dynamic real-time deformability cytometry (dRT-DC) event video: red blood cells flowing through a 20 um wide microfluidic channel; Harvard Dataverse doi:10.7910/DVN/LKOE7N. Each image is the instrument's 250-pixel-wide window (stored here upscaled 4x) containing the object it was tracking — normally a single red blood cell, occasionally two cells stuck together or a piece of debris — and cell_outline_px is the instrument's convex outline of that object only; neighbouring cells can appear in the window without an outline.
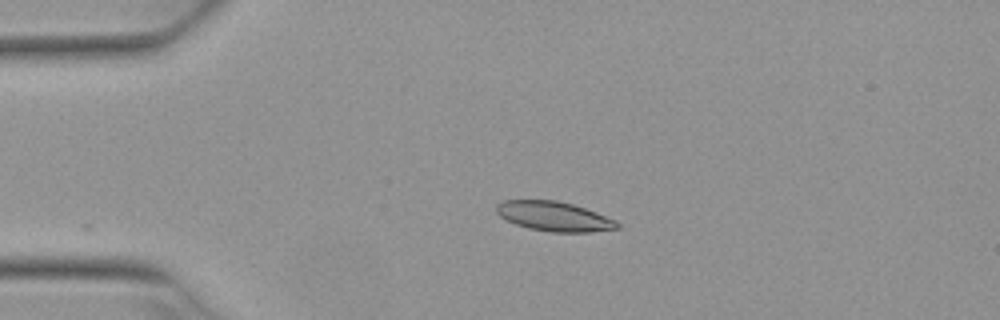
{"species": "Egyptian fruit bat (a non-hibernating species)", "species_latin": "Rousettus aegyptiacus", "temperature_condition": "warm", "stored_images_in_passage": 4, "camera_frame_rate_fps": 3000, "um_per_image_px": 0.085, "animal": {"sex": "female"}, "frame": {"image": 1, "passage_image": 3, "time_ms": 0.667, "image_size_px": [1000, 320], "cell_outline_px": [[620, 228], [592, 232], [552, 232], [528, 228], [516, 224], [500, 216], [496, 212], [496, 204], [504, 200], [556, 200], [572, 204], [596, 212], [616, 220], [620, 224]], "centroid_in_image_um": [47.11, 18.39], "position_along_channel_um": 37.9, "area_um2": 20.81}}